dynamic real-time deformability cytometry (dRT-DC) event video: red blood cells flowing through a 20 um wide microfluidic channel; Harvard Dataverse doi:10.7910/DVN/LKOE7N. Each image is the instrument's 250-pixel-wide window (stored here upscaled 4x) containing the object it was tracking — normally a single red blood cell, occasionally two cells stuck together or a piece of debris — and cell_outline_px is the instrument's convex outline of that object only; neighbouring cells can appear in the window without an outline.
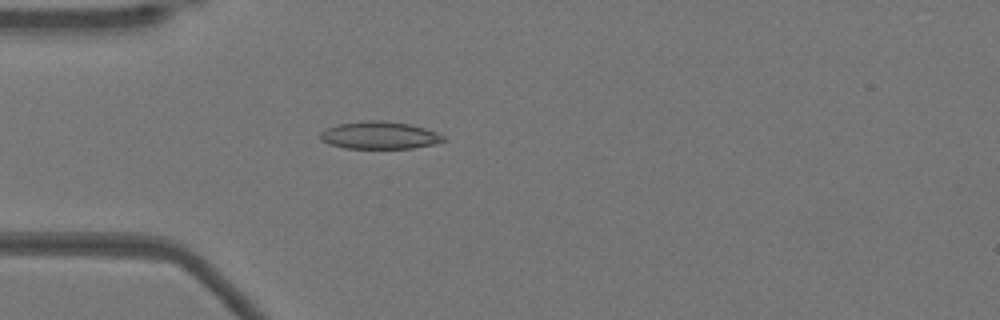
{"species": "Egyptian fruit bat (a non-hibernating species)", "species_latin": "Rousettus aegyptiacus", "temperature_condition": "warm", "stored_images_in_passage": 52, "camera_frame_rate_fps": 3000, "um_per_image_px": 0.085, "animal": {"sex": "female"}, "frame": {"image": 1, "passage_image": 15, "time_ms": 4.667, "image_size_px": [1000, 320], "cell_outline_px": [[448, 140], [436, 144], [412, 148], [344, 148], [328, 144], [320, 140], [320, 132], [336, 124], [364, 120], [384, 120], [408, 124], [424, 128], [436, 132], [444, 136]], "centroid_in_image_um": [32.25, 11.5], "position_along_channel_um": 52.7, "area_um2": 19.88}}
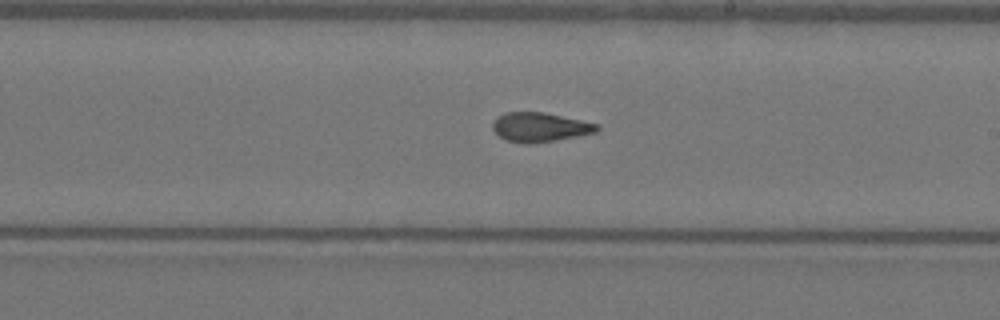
{"frame": {"image": 2, "passage_image": 30, "time_ms": 9.667, "image_size_px": [1000, 320], "cell_outline_px": [[600, 128], [596, 132], [576, 136], [532, 144], [524, 144], [504, 140], [492, 128], [492, 124], [496, 116], [504, 112], [544, 112], [600, 124]], "centroid_in_image_um": [45.87, 10.8], "position_along_channel_um": 243.1, "area_um2": 17.92}}
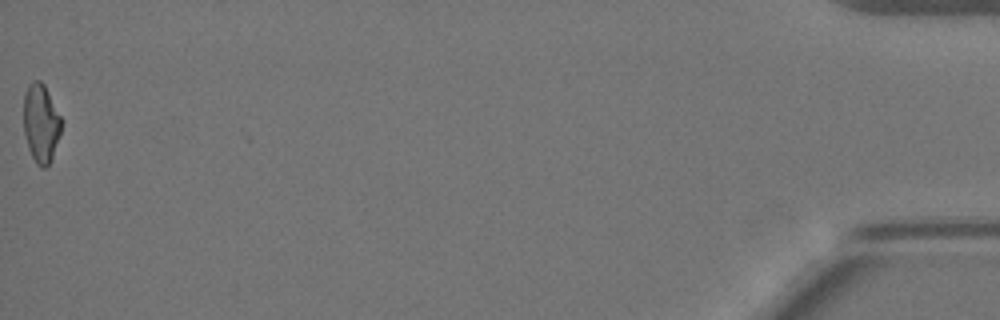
{"frame": {"image": 3, "passage_image": 52, "time_ms": 17.0, "image_size_px": [1000, 320], "cell_outline_px": [[60, 132], [52, 156], [48, 164], [44, 168], [40, 168], [36, 164], [28, 148], [24, 132], [24, 96], [28, 84], [36, 80], [40, 80], [44, 84], [60, 116]], "centroid_in_image_um": [3.45, 10.47], "position_along_channel_um": 431.7, "area_um2": 16.88}, "authors_computed_cell_mechanics": {"area_um2": 18.4093, "velocity_mm_per_s": 3.9486, "shape_relaxation_time_tau1_ms": null, "shape_relaxation_time_tau2_ms": 2.104, "deformation_change_tau1": null, "deformation_change_tau2": 0.0973}}